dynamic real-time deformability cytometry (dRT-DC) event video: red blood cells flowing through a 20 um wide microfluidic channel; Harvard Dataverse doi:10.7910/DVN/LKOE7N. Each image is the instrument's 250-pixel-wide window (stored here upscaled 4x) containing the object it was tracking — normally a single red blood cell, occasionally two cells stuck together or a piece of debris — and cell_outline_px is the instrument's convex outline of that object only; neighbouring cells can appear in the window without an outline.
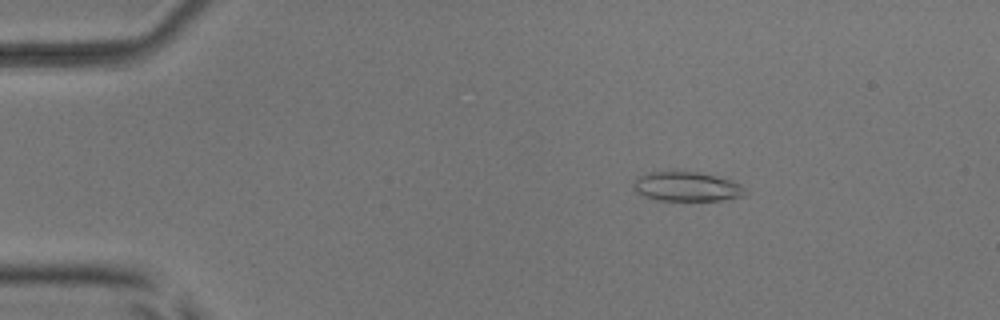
{"species": "common noctule bat (a hibernating species)", "species_latin": "Nyctalus noctula", "temperature_condition": "room temperature", "stored_images_in_passage": 45, "camera_frame_rate_fps": 3000, "um_per_image_px": 0.085, "animal": {"sex": "male", "body_mass_g": 17.9, "forearm_length_mm": 54.2}, "frame": {"image": 1, "passage_image": 1, "time_ms": 0.0, "image_size_px": [1000, 320], "cell_outline_px": [[748, 192], [744, 196], [724, 200], [656, 200], [644, 196], [636, 192], [632, 188], [632, 184], [636, 176], [648, 172], [696, 172], [716, 176], [732, 180], [740, 184]], "centroid_in_image_um": [58.35, 15.86], "position_along_channel_um": 26.6, "area_um2": 19.31}}
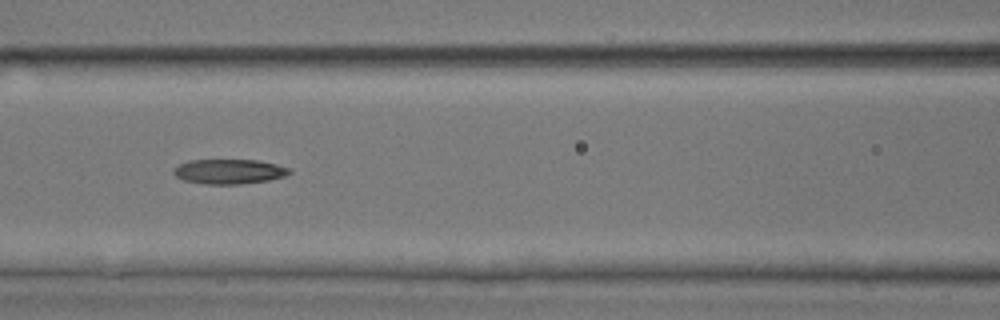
{"frame": {"image": 2, "passage_image": 16, "time_ms": 5.0, "image_size_px": [1000, 320], "cell_outline_px": [[292, 172], [284, 176], [268, 180], [240, 184], [204, 184], [184, 180], [176, 176], [172, 172], [180, 164], [188, 160], [256, 160], [276, 164], [288, 168]], "centroid_in_image_um": [19.47, 14.58], "position_along_channel_um": 147.1, "area_um2": 16.53}}
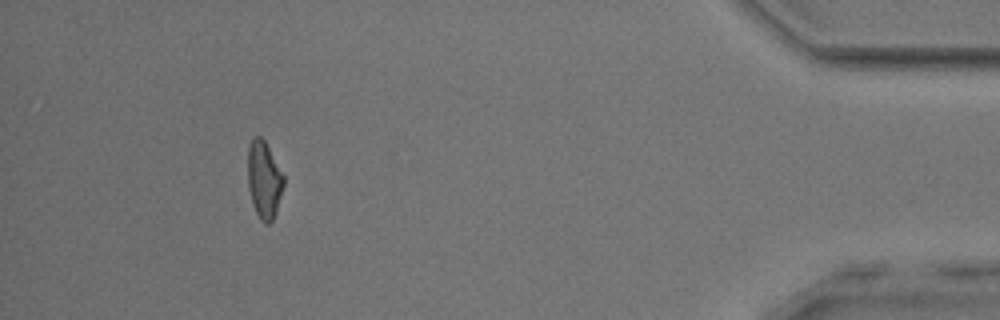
{"frame": {"image": 3, "passage_image": 41, "time_ms": 13.333, "image_size_px": [1000, 320], "cell_outline_px": [[284, 184], [276, 212], [272, 220], [268, 224], [264, 224], [260, 220], [252, 204], [248, 188], [248, 144], [256, 136], [260, 136], [264, 140], [284, 176]], "centroid_in_image_um": [22.43, 15.3], "position_along_channel_um": 412.8, "area_um2": 16.07}, "authors_computed_cell_mechanics": {"area_um2": 16.762, "velocity_mm_per_s": 3.8985, "shape_relaxation_time_tau1_ms": 8.9035, "shape_relaxation_time_tau2_ms": 4.8997, "deformation_change_tau1": 0.2059, "deformation_change_tau2": 0.1487}}